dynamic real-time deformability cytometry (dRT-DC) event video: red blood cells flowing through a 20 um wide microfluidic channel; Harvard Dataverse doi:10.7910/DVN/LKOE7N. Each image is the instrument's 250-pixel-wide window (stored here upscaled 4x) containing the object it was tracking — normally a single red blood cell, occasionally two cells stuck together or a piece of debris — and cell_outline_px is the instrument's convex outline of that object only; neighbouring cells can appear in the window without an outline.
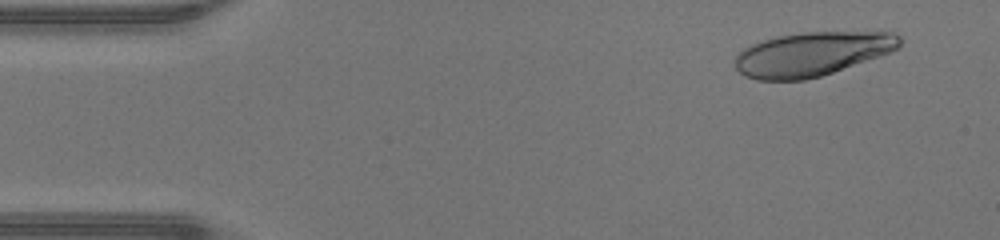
{"species": "human", "species_latin": "Homo sapiens", "temperature_condition": "warm", "stored_images_in_passage": 47, "camera_frame_rate_fps": 3000, "um_per_image_px": 0.085, "donor": {"sex": "male"}, "frame": {"image": 1, "passage_image": 4, "time_ms": 1.0, "image_size_px": [1000, 240], "cell_outline_px": [[900, 44], [892, 52], [820, 76], [804, 80], [756, 80], [744, 76], [736, 68], [736, 56], [744, 48], [752, 44], [776, 36], [800, 32], [892, 32], [900, 36]], "centroid_in_image_um": [69.01, 4.59], "position_along_channel_um": 16.0, "area_um2": 42.02}}
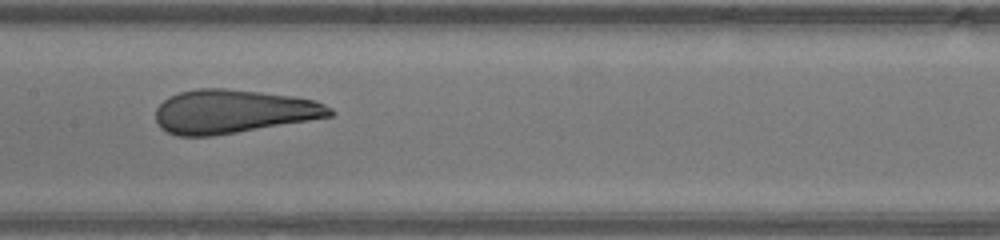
{"frame": {"image": 2, "passage_image": 23, "time_ms": 7.333, "image_size_px": [1000, 240], "cell_outline_px": [[336, 112], [332, 116], [212, 136], [176, 136], [160, 128], [156, 120], [156, 108], [168, 96], [180, 92], [200, 88], [224, 88], [296, 96], [316, 100], [332, 108]], "centroid_in_image_um": [19.81, 9.47], "position_along_channel_um": 187.6, "area_um2": 44.27}}
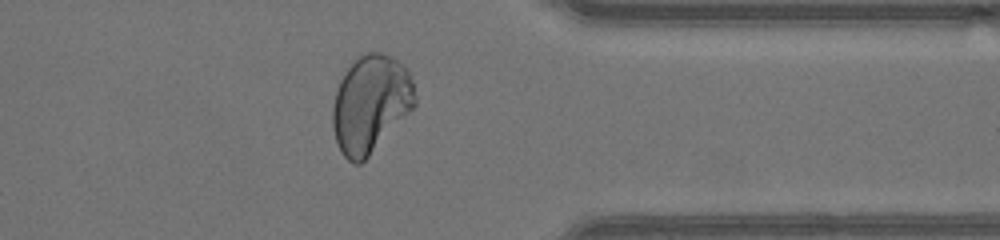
{"frame": {"image": 3, "passage_image": 37, "time_ms": 12.0, "image_size_px": [1000, 240], "cell_outline_px": [[416, 104], [368, 156], [360, 164], [356, 164], [348, 160], [340, 152], [332, 128], [332, 108], [336, 92], [340, 80], [356, 56], [368, 52], [380, 52], [404, 64], [412, 80], [416, 96]], "centroid_in_image_um": [31.48, 8.81], "position_along_channel_um": 379.9, "area_um2": 46.36}}